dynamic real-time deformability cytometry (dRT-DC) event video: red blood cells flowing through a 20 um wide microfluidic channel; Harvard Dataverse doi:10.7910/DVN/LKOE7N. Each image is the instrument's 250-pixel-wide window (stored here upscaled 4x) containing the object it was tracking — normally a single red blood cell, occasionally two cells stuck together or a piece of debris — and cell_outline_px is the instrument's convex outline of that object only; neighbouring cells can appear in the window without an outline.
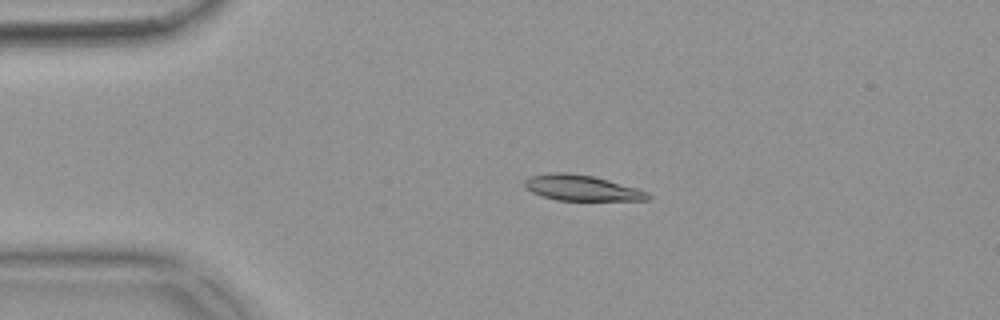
{"species": "common noctule bat (a hibernating species)", "species_latin": "Nyctalus noctula", "temperature_condition": "warm", "stored_images_in_passage": 20, "camera_frame_rate_fps": 3000, "um_per_image_px": 0.085, "animal": {"sex": "female", "body_mass_g": 18.4}, "frame": {"image": 1, "passage_image": 12, "time_ms": 3.667, "image_size_px": [1000, 320], "cell_outline_px": [[652, 196], [648, 200], [556, 200], [532, 192], [524, 188], [524, 180], [528, 176], [548, 172], [568, 172], [592, 176], [608, 180], [636, 188], [648, 192]], "centroid_in_image_um": [49.39, 15.96], "position_along_channel_um": 35.6, "area_um2": 18.44}}
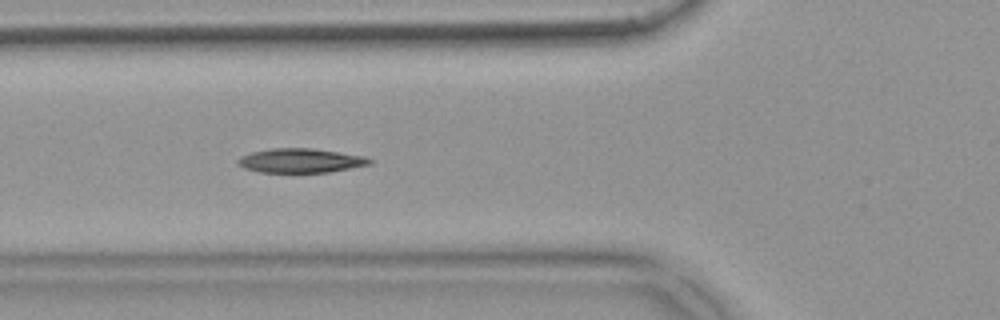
{"frame": {"image": 2, "passage_image": 20, "time_ms": 6.333, "image_size_px": [1000, 320], "cell_outline_px": [[372, 164], [328, 172], [260, 172], [244, 168], [236, 164], [236, 160], [240, 156], [252, 152], [272, 148], [312, 148], [364, 156], [372, 160]], "centroid_in_image_um": [25.51, 13.65], "position_along_channel_um": 100.3, "area_um2": 18.55}}